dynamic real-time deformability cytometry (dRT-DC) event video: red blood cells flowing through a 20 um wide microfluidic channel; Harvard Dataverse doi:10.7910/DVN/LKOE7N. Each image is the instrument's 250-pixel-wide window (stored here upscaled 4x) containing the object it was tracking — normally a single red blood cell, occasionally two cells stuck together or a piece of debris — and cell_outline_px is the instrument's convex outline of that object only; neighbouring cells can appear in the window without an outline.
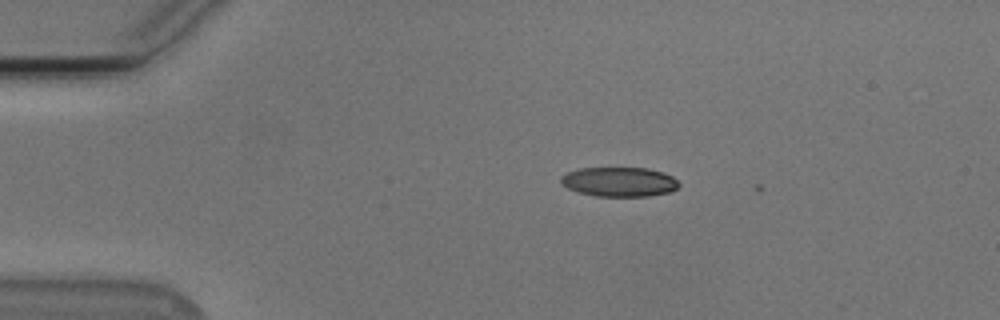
{"species": "Egyptian fruit bat (a non-hibernating species)", "species_latin": "Rousettus aegyptiacus", "temperature_condition": "cold", "stored_images_in_passage": 3, "camera_frame_rate_fps": 3000, "um_per_image_px": 0.085, "animal": {"sex": "male"}, "frame": {"image": 1, "passage_image": 1, "time_ms": 0.0, "image_size_px": [1000, 320], "cell_outline_px": [[680, 184], [676, 188], [668, 192], [648, 196], [596, 196], [580, 192], [568, 188], [560, 184], [560, 176], [568, 172], [580, 168], [648, 168], [664, 172], [672, 176]], "centroid_in_image_um": [52.62, 15.45], "position_along_channel_um": 32.4, "area_um2": 20.23}}